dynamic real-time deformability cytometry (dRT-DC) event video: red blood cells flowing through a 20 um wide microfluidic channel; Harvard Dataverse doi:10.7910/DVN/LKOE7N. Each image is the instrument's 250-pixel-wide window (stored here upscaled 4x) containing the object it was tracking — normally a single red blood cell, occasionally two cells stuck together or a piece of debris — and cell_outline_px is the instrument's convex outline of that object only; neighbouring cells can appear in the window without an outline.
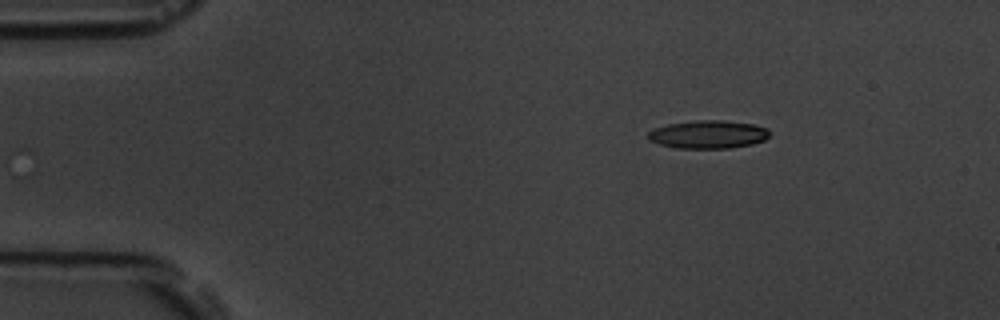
{"species": "common noctule bat (a hibernating species)", "species_latin": "Nyctalus noctula", "temperature_condition": "room temperature", "stored_images_in_passage": 7, "camera_frame_rate_fps": 3000, "um_per_image_px": 0.085, "animal": {"sex": "male", "body_mass_g": 19.5, "forearm_length_mm": 54.6}, "frame": {"image": 1, "passage_image": 7, "time_ms": 7.0, "image_size_px": [1000, 320], "cell_outline_px": [[768, 136], [764, 140], [752, 144], [728, 148], [676, 148], [660, 144], [648, 140], [648, 132], [656, 128], [668, 124], [696, 120], [724, 120], [752, 124], [768, 128]], "centroid_in_image_um": [60.18, 11.42], "position_along_channel_um": 24.8, "area_um2": 19.77}}